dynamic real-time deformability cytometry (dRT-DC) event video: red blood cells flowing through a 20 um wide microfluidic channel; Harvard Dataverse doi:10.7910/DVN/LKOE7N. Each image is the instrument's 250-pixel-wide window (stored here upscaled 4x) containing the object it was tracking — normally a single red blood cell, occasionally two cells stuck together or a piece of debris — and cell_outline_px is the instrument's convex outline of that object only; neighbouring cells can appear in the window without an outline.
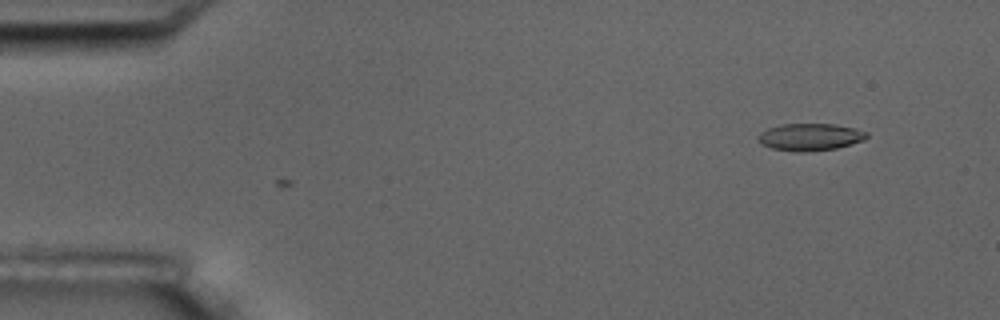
{"species": "common noctule bat (a hibernating species)", "species_latin": "Nyctalus noctula", "temperature_condition": "room temperature", "stored_images_in_passage": 3, "camera_frame_rate_fps": 3000, "um_per_image_px": 0.085, "animal": {"sex": "male", "body_mass_g": 17.5, "forearm_length_mm": 52.3}, "frame": {"image": 1, "passage_image": 3, "time_ms": 3.0, "image_size_px": [1000, 320], "cell_outline_px": [[868, 136], [864, 140], [836, 148], [804, 152], [792, 152], [772, 148], [760, 144], [756, 136], [760, 132], [768, 128], [780, 124], [836, 124], [856, 128], [868, 132]], "centroid_in_image_um": [68.83, 11.64], "position_along_channel_um": 16.2, "area_um2": 17.4}}